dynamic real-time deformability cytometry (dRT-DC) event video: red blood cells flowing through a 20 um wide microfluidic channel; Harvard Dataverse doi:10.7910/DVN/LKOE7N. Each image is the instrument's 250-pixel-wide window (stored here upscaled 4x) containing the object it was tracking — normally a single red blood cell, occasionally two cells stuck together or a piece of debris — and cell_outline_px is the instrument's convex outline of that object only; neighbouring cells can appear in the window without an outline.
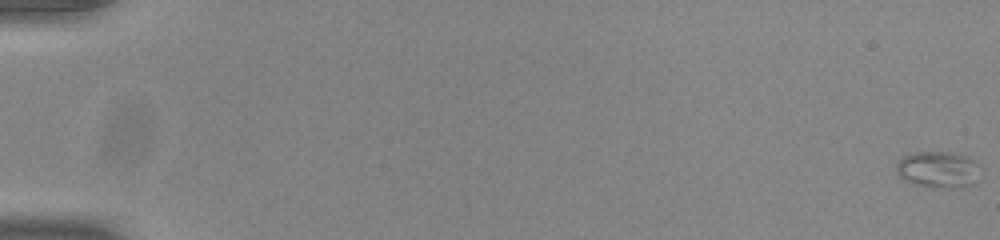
{"species": "common noctule bat (a hibernating species)", "species_latin": "Nyctalus noctula", "temperature_condition": "room temperature", "stored_images_in_passage": 55, "camera_frame_rate_fps": 3000, "um_per_image_px": 0.085, "animal": {"sex": "male", "body_mass_g": 20.0, "forearm_length_mm": 53.3}, "frame": {"image": 1, "passage_image": 1, "time_ms": 0.0, "image_size_px": [1000, 240], "cell_outline_px": [[980, 164], [972, 184], [960, 188], [928, 188], [912, 184], [904, 180], [896, 172], [896, 164], [904, 156], [912, 152], [952, 152], [968, 156]], "centroid_in_image_um": [79.71, 14.42], "position_along_channel_um": 5.3, "area_um2": 18.09}}
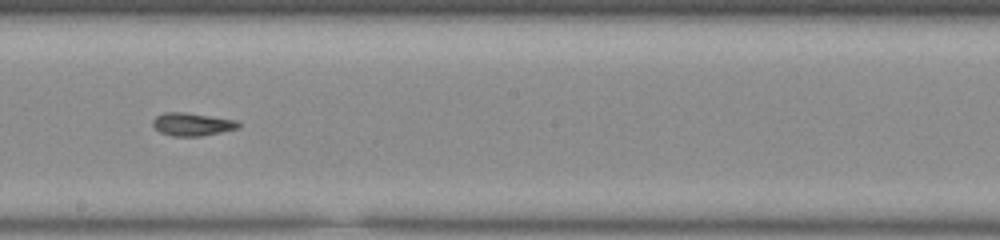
{"frame": {"image": 2, "passage_image": 33, "time_ms": 10.667, "image_size_px": [1000, 240], "cell_outline_px": [[240, 128], [200, 136], [172, 136], [160, 132], [152, 124], [152, 120], [156, 116], [164, 112], [184, 112], [236, 120], [240, 124]], "centroid_in_image_um": [16.32, 10.56], "position_along_channel_um": 231.9, "area_um2": 11.39}}
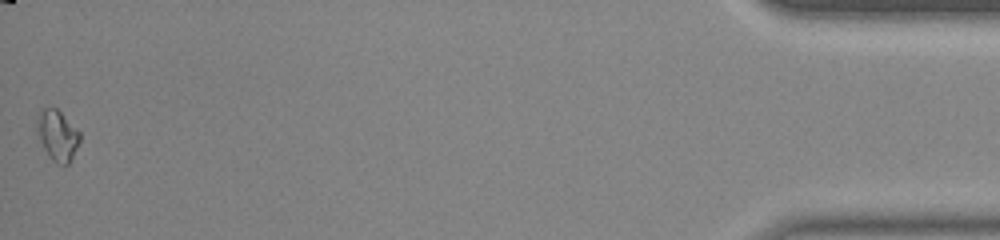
{"frame": {"image": 3, "passage_image": 55, "time_ms": 18.0, "image_size_px": [1000, 240], "cell_outline_px": [[80, 140], [68, 164], [64, 168], [56, 164], [52, 160], [44, 148], [36, 132], [36, 116], [40, 108], [56, 108], [80, 132]], "centroid_in_image_um": [4.85, 11.51], "position_along_channel_um": 430.4, "area_um2": 12.72}, "authors_computed_cell_mechanics": {"area_um2": 11.7912, "velocity_mm_per_s": 3.8824, "shape_relaxation_time_tau1_ms": 8.4046, "shape_relaxation_time_tau2_ms": 1.6942, "deformation_change_tau1": 0.1706, "deformation_change_tau2": 0.0548}}